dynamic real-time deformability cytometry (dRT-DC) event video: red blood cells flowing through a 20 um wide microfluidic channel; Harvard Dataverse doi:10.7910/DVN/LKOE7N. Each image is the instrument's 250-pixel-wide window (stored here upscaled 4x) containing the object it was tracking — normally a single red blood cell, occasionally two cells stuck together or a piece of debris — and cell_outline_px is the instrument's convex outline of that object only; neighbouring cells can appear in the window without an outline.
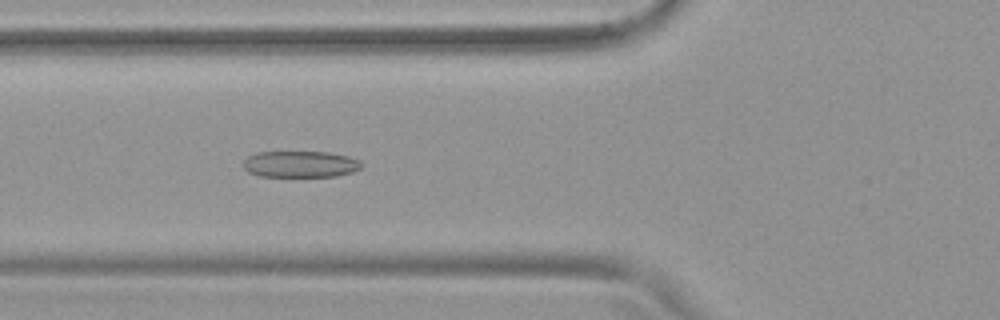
{"species": "common noctule bat (a hibernating species)", "species_latin": "Nyctalus noctula", "temperature_condition": "warm", "stored_images_in_passage": 42, "camera_frame_rate_fps": 3000, "um_per_image_px": 0.085, "animal": {"sex": "female", "body_mass_g": 19.9}, "frame": {"image": 1, "passage_image": 9, "time_ms": 2.667, "image_size_px": [1000, 320], "cell_outline_px": [[364, 164], [360, 168], [352, 172], [336, 176], [260, 176], [248, 172], [244, 168], [244, 160], [248, 156], [256, 152], [328, 152], [348, 156], [360, 160]], "centroid_in_image_um": [25.54, 13.95], "position_along_channel_um": 100.3, "area_um2": 18.21}}
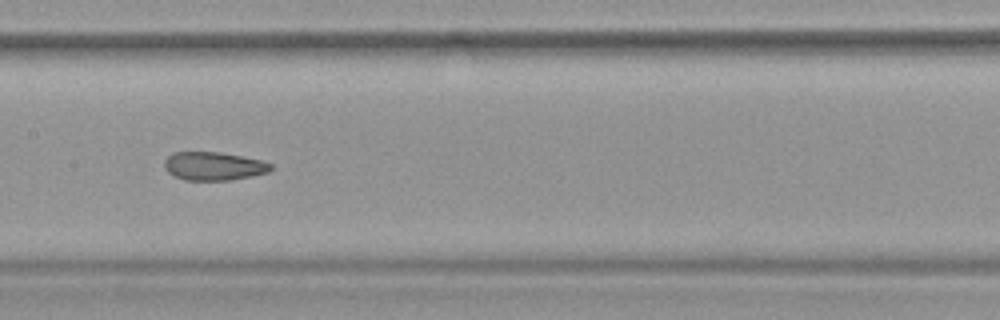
{"frame": {"image": 2, "passage_image": 16, "time_ms": 5.0, "image_size_px": [1000, 320], "cell_outline_px": [[272, 168], [268, 172], [252, 176], [232, 180], [184, 180], [168, 172], [164, 168], [164, 160], [172, 152], [220, 152], [264, 160], [272, 164]], "centroid_in_image_um": [18.18, 14.11], "position_along_channel_um": 189.2, "area_um2": 17.74}}
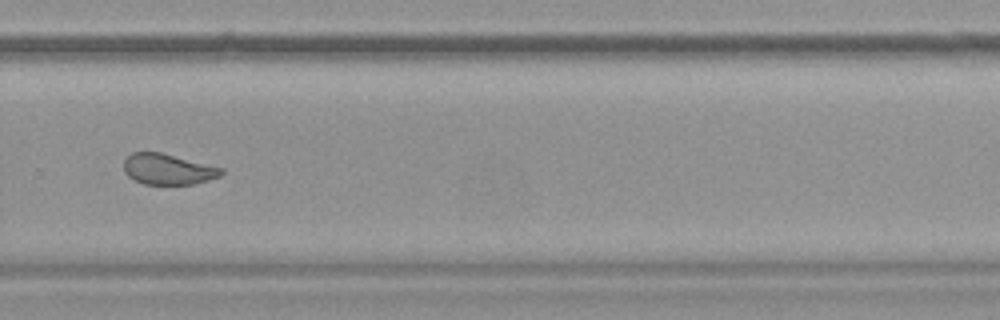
{"frame": {"image": 3, "passage_image": 26, "time_ms": 8.333, "image_size_px": [1000, 320], "cell_outline_px": [[224, 172], [220, 176], [196, 184], [144, 184], [128, 176], [124, 172], [124, 160], [132, 152], [160, 152], [224, 168]], "centroid_in_image_um": [14.29, 14.38], "position_along_channel_um": 315.5, "area_um2": 17.46}, "authors_computed_cell_mechanics": {"area_um2": 18.8139, "velocity_mm_per_s": 3.8034, "shape_relaxation_time_tau1_ms": null, "shape_relaxation_time_tau2_ms": 1.7127, "deformation_change_tau1": null, "deformation_change_tau2": 0.0877}}